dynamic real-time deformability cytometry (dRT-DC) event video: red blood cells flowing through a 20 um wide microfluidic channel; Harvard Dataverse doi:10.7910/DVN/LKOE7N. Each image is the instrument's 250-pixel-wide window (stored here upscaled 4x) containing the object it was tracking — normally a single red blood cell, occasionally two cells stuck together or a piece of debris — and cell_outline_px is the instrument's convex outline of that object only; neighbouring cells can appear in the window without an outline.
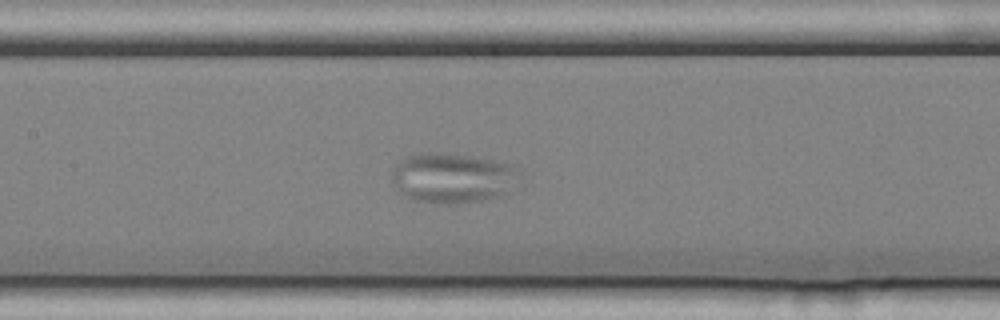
{"species": "common noctule bat (a hibernating species)", "species_latin": "Nyctalus noctula", "temperature_condition": "cold", "stored_images_in_passage": 48, "segment_of_instrument_passage": [1, 2], "camera_frame_rate_fps": 3000, "um_per_image_px": 0.085, "animal": {"sex": "female", "body_mass_g": 25.1}, "frame": {"image": 1, "passage_image": 18, "time_ms": 5.667, "image_size_px": [1000, 320], "cell_outline_px": [[524, 176], [504, 196], [484, 200], [448, 204], [412, 200], [400, 192], [392, 180], [392, 172], [396, 164], [400, 160], [408, 156], [420, 152], [432, 152], [468, 156], [492, 160], [512, 164], [520, 168]], "centroid_in_image_um": [38.55, 15.13], "position_along_channel_um": 168.9, "area_um2": 37.69}}
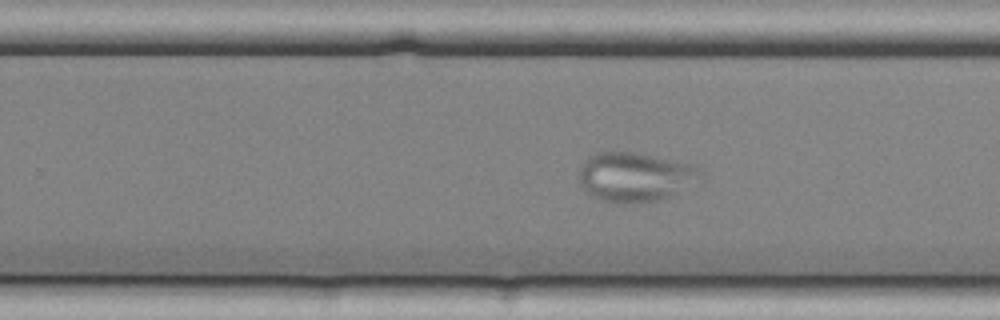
{"frame": {"image": 2, "passage_image": 27, "time_ms": 8.667, "image_size_px": [1000, 320], "cell_outline_px": [[704, 184], [656, 200], [624, 204], [600, 200], [592, 196], [580, 184], [576, 176], [580, 168], [588, 156], [596, 152], [632, 152], [692, 164], [700, 168], [704, 172]], "centroid_in_image_um": [54.06, 15.05], "position_along_channel_um": 275.7, "area_um2": 35.66}}
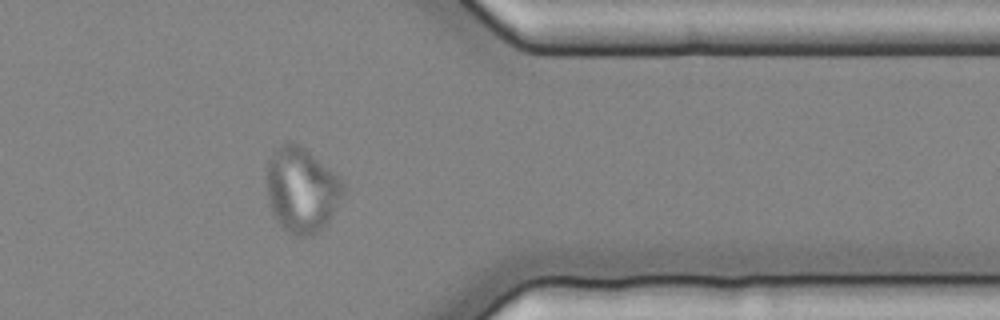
{"frame": {"image": 3, "passage_image": 37, "time_ms": 12.0, "image_size_px": [1000, 320], "cell_outline_px": [[344, 192], [328, 220], [316, 232], [308, 236], [296, 236], [288, 232], [276, 220], [268, 204], [268, 160], [276, 148], [288, 140], [300, 144], [340, 176], [344, 184]], "centroid_in_image_um": [25.63, 16.1], "position_along_channel_um": 385.8, "area_um2": 37.63}}